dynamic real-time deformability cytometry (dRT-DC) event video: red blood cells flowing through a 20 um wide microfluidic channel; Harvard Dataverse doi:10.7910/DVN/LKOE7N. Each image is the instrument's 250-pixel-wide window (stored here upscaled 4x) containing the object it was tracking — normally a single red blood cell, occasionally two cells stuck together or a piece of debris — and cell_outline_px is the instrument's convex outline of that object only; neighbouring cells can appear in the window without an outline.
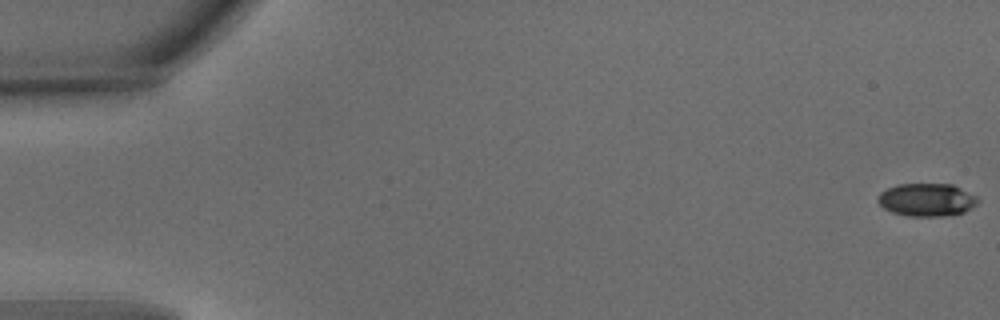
{"species": "common noctule bat (a hibernating species)", "species_latin": "Nyctalus noctula", "temperature_condition": "warm", "stored_images_in_passage": 54, "camera_frame_rate_fps": 3000, "um_per_image_px": 0.085, "animal": {"sex": "male", "body_mass_g": 15.6}, "frame": {"image": 1, "passage_image": 1, "time_ms": 0.0, "image_size_px": [1000, 320], "cell_outline_px": [[980, 200], [972, 208], [964, 212], [944, 216], [908, 216], [892, 212], [884, 208], [876, 200], [880, 192], [896, 184], [952, 184], [976, 196]], "centroid_in_image_um": [78.76, 16.98], "position_along_channel_um": 6.2, "area_um2": 19.19}}
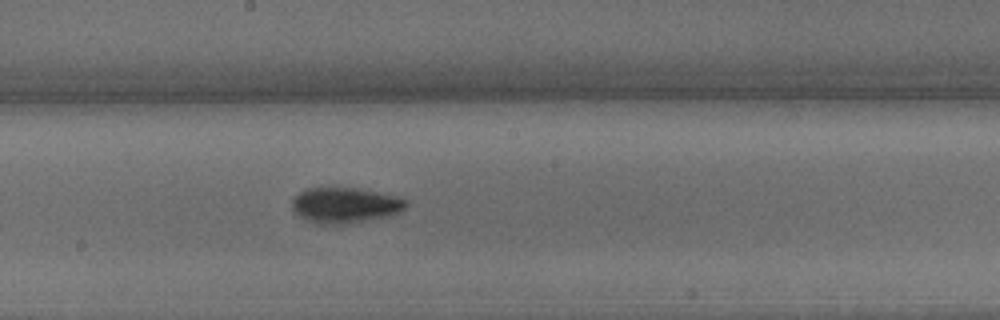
{"frame": {"image": 2, "passage_image": 30, "time_ms": 9.667, "image_size_px": [1000, 320], "cell_outline_px": [[408, 204], [400, 212], [388, 216], [344, 224], [320, 224], [296, 216], [292, 208], [292, 196], [308, 188], [352, 188], [380, 192], [396, 196], [408, 200]], "centroid_in_image_um": [29.31, 17.44], "position_along_channel_um": 218.9, "area_um2": 23.64}}
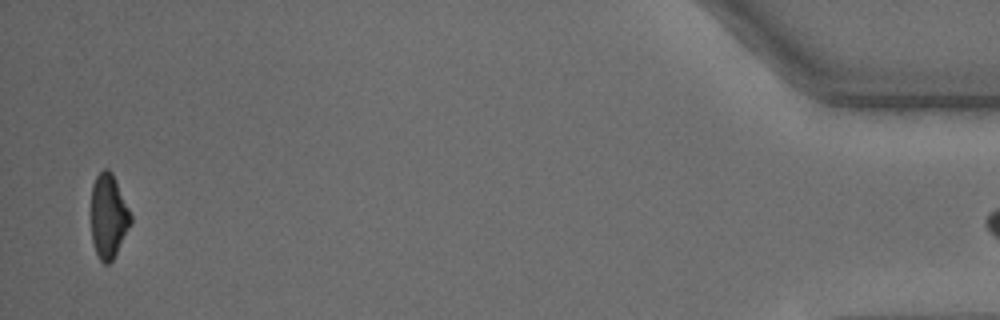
{"frame": {"image": 3, "passage_image": 53, "time_ms": 17.333, "image_size_px": [1000, 320], "cell_outline_px": [[132, 224], [112, 260], [108, 264], [104, 264], [100, 260], [96, 252], [92, 240], [92, 184], [96, 176], [104, 168], [108, 168], [112, 172], [116, 180], [132, 216]], "centroid_in_image_um": [9.23, 18.36], "position_along_channel_um": 426.0, "area_um2": 19.36}}